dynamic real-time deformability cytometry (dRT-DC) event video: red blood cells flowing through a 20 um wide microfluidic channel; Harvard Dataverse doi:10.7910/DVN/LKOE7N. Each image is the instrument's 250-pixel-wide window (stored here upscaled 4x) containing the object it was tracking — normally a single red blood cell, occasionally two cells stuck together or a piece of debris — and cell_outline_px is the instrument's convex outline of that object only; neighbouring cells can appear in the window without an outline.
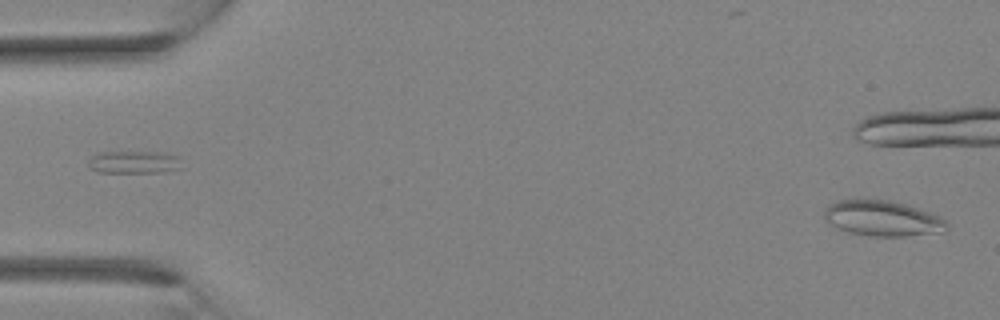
{"species": "Egyptian fruit bat (a non-hibernating species)", "species_latin": "Rousettus aegyptiacus", "temperature_condition": "room temperature", "stored_images_in_passage": 4, "segment_of_instrument_passage": [2, 2], "camera_frame_rate_fps": 3000, "um_per_image_px": 0.085, "animal": {"sex": "female"}, "frame": {"image": 1, "passage_image": 4, "time_ms": 1.0, "image_size_px": [1000, 320], "cell_outline_px": [[948, 228], [944, 232], [904, 236], [868, 236], [848, 232], [824, 220], [824, 208], [828, 204], [836, 200], [892, 200], [940, 216], [948, 224]], "centroid_in_image_um": [75.0, 18.56], "position_along_channel_um": 10.0, "area_um2": 25.26}}